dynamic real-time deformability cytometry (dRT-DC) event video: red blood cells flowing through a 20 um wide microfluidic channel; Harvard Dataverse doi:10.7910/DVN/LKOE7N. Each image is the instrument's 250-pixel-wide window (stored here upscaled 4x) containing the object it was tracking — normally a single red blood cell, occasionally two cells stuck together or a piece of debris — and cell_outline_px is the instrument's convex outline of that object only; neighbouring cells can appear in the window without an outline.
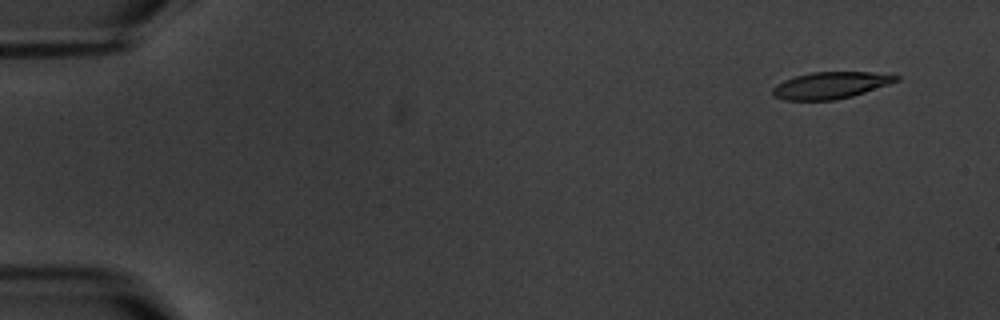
{"species": "common noctule bat (a hibernating species)", "species_latin": "Nyctalus noctula", "temperature_condition": "warm", "stored_images_in_passage": 5, "camera_frame_rate_fps": 3000, "um_per_image_px": 0.085, "animal": {"sex": "male", "body_mass_g": 20.1, "forearm_length_mm": 53.5}, "frame": {"image": 1, "passage_image": 1, "time_ms": 0.0, "image_size_px": [1000, 320], "cell_outline_px": [[900, 80], [852, 96], [836, 100], [784, 100], [772, 96], [772, 88], [776, 84], [784, 80], [796, 76], [812, 72], [892, 72], [900, 76]], "centroid_in_image_um": [70.63, 7.24], "position_along_channel_um": 14.4, "area_um2": 19.48}}